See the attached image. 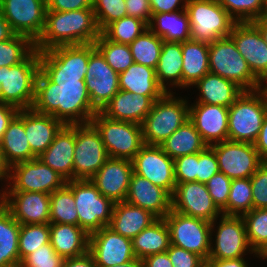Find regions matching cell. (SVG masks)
<instances>
[{
    "label": "cell",
    "instance_id": "1",
    "mask_svg": "<svg viewBox=\"0 0 267 267\" xmlns=\"http://www.w3.org/2000/svg\"><path fill=\"white\" fill-rule=\"evenodd\" d=\"M32 109L52 115L64 125L89 124L98 112L91 104L85 84L90 43L65 45L39 52Z\"/></svg>",
    "mask_w": 267,
    "mask_h": 267
},
{
    "label": "cell",
    "instance_id": "2",
    "mask_svg": "<svg viewBox=\"0 0 267 267\" xmlns=\"http://www.w3.org/2000/svg\"><path fill=\"white\" fill-rule=\"evenodd\" d=\"M100 34L93 8L46 10L45 27L35 42V49L43 52L58 46L94 43Z\"/></svg>",
    "mask_w": 267,
    "mask_h": 267
},
{
    "label": "cell",
    "instance_id": "3",
    "mask_svg": "<svg viewBox=\"0 0 267 267\" xmlns=\"http://www.w3.org/2000/svg\"><path fill=\"white\" fill-rule=\"evenodd\" d=\"M188 101L177 99L173 93L166 92L154 101L151 111L142 122L145 145L160 146L178 128L189 120Z\"/></svg>",
    "mask_w": 267,
    "mask_h": 267
},
{
    "label": "cell",
    "instance_id": "4",
    "mask_svg": "<svg viewBox=\"0 0 267 267\" xmlns=\"http://www.w3.org/2000/svg\"><path fill=\"white\" fill-rule=\"evenodd\" d=\"M39 71L40 56L37 49L21 63L2 68L0 103L13 105L19 110L32 108Z\"/></svg>",
    "mask_w": 267,
    "mask_h": 267
},
{
    "label": "cell",
    "instance_id": "5",
    "mask_svg": "<svg viewBox=\"0 0 267 267\" xmlns=\"http://www.w3.org/2000/svg\"><path fill=\"white\" fill-rule=\"evenodd\" d=\"M191 40L212 43L229 36L236 21L218 0H187Z\"/></svg>",
    "mask_w": 267,
    "mask_h": 267
},
{
    "label": "cell",
    "instance_id": "6",
    "mask_svg": "<svg viewBox=\"0 0 267 267\" xmlns=\"http://www.w3.org/2000/svg\"><path fill=\"white\" fill-rule=\"evenodd\" d=\"M99 132L109 158L132 160L145 145L138 123L110 119L98 111L90 122Z\"/></svg>",
    "mask_w": 267,
    "mask_h": 267
},
{
    "label": "cell",
    "instance_id": "7",
    "mask_svg": "<svg viewBox=\"0 0 267 267\" xmlns=\"http://www.w3.org/2000/svg\"><path fill=\"white\" fill-rule=\"evenodd\" d=\"M266 113L267 103L256 91H243L229 107L228 140L254 144Z\"/></svg>",
    "mask_w": 267,
    "mask_h": 267
},
{
    "label": "cell",
    "instance_id": "8",
    "mask_svg": "<svg viewBox=\"0 0 267 267\" xmlns=\"http://www.w3.org/2000/svg\"><path fill=\"white\" fill-rule=\"evenodd\" d=\"M66 185L73 192L81 228L91 234L110 224L115 203L103 196L90 180L74 179Z\"/></svg>",
    "mask_w": 267,
    "mask_h": 267
},
{
    "label": "cell",
    "instance_id": "9",
    "mask_svg": "<svg viewBox=\"0 0 267 267\" xmlns=\"http://www.w3.org/2000/svg\"><path fill=\"white\" fill-rule=\"evenodd\" d=\"M209 71L234 82L243 91H256L258 79L230 36L209 43Z\"/></svg>",
    "mask_w": 267,
    "mask_h": 267
},
{
    "label": "cell",
    "instance_id": "10",
    "mask_svg": "<svg viewBox=\"0 0 267 267\" xmlns=\"http://www.w3.org/2000/svg\"><path fill=\"white\" fill-rule=\"evenodd\" d=\"M170 232V243L196 253L206 262L209 258L212 223L171 210L165 217Z\"/></svg>",
    "mask_w": 267,
    "mask_h": 267
},
{
    "label": "cell",
    "instance_id": "11",
    "mask_svg": "<svg viewBox=\"0 0 267 267\" xmlns=\"http://www.w3.org/2000/svg\"><path fill=\"white\" fill-rule=\"evenodd\" d=\"M109 159L101 135L91 124L75 125L73 180H90Z\"/></svg>",
    "mask_w": 267,
    "mask_h": 267
},
{
    "label": "cell",
    "instance_id": "12",
    "mask_svg": "<svg viewBox=\"0 0 267 267\" xmlns=\"http://www.w3.org/2000/svg\"><path fill=\"white\" fill-rule=\"evenodd\" d=\"M0 8L15 34L34 43L39 39L45 27L46 0H0Z\"/></svg>",
    "mask_w": 267,
    "mask_h": 267
},
{
    "label": "cell",
    "instance_id": "13",
    "mask_svg": "<svg viewBox=\"0 0 267 267\" xmlns=\"http://www.w3.org/2000/svg\"><path fill=\"white\" fill-rule=\"evenodd\" d=\"M210 147L216 155L219 171L230 179L251 178L263 163L251 143L225 140Z\"/></svg>",
    "mask_w": 267,
    "mask_h": 267
},
{
    "label": "cell",
    "instance_id": "14",
    "mask_svg": "<svg viewBox=\"0 0 267 267\" xmlns=\"http://www.w3.org/2000/svg\"><path fill=\"white\" fill-rule=\"evenodd\" d=\"M8 191L42 192L51 194L66 184V180L38 158L19 162L10 167ZM11 185H13L11 187Z\"/></svg>",
    "mask_w": 267,
    "mask_h": 267
},
{
    "label": "cell",
    "instance_id": "15",
    "mask_svg": "<svg viewBox=\"0 0 267 267\" xmlns=\"http://www.w3.org/2000/svg\"><path fill=\"white\" fill-rule=\"evenodd\" d=\"M84 81L91 104L97 111H101L120 90L119 73L107 64L94 43H90V56Z\"/></svg>",
    "mask_w": 267,
    "mask_h": 267
},
{
    "label": "cell",
    "instance_id": "16",
    "mask_svg": "<svg viewBox=\"0 0 267 267\" xmlns=\"http://www.w3.org/2000/svg\"><path fill=\"white\" fill-rule=\"evenodd\" d=\"M88 252L97 267L119 266L136 258L132 239L114 232L108 226L89 234Z\"/></svg>",
    "mask_w": 267,
    "mask_h": 267
},
{
    "label": "cell",
    "instance_id": "17",
    "mask_svg": "<svg viewBox=\"0 0 267 267\" xmlns=\"http://www.w3.org/2000/svg\"><path fill=\"white\" fill-rule=\"evenodd\" d=\"M133 172L165 189L171 196L175 190L174 159L160 146L144 145L132 159Z\"/></svg>",
    "mask_w": 267,
    "mask_h": 267
},
{
    "label": "cell",
    "instance_id": "18",
    "mask_svg": "<svg viewBox=\"0 0 267 267\" xmlns=\"http://www.w3.org/2000/svg\"><path fill=\"white\" fill-rule=\"evenodd\" d=\"M172 210L200 218L210 223L217 220L222 212L214 204L204 183H178L172 194Z\"/></svg>",
    "mask_w": 267,
    "mask_h": 267
},
{
    "label": "cell",
    "instance_id": "19",
    "mask_svg": "<svg viewBox=\"0 0 267 267\" xmlns=\"http://www.w3.org/2000/svg\"><path fill=\"white\" fill-rule=\"evenodd\" d=\"M221 217L215 235V246L211 242L208 260L237 259L243 257L248 250L254 253L249 247L243 217L222 214Z\"/></svg>",
    "mask_w": 267,
    "mask_h": 267
},
{
    "label": "cell",
    "instance_id": "20",
    "mask_svg": "<svg viewBox=\"0 0 267 267\" xmlns=\"http://www.w3.org/2000/svg\"><path fill=\"white\" fill-rule=\"evenodd\" d=\"M3 205L20 224L50 223V194L5 190Z\"/></svg>",
    "mask_w": 267,
    "mask_h": 267
},
{
    "label": "cell",
    "instance_id": "21",
    "mask_svg": "<svg viewBox=\"0 0 267 267\" xmlns=\"http://www.w3.org/2000/svg\"><path fill=\"white\" fill-rule=\"evenodd\" d=\"M229 36L246 60L251 72L259 80L267 74V44L252 22H236Z\"/></svg>",
    "mask_w": 267,
    "mask_h": 267
},
{
    "label": "cell",
    "instance_id": "22",
    "mask_svg": "<svg viewBox=\"0 0 267 267\" xmlns=\"http://www.w3.org/2000/svg\"><path fill=\"white\" fill-rule=\"evenodd\" d=\"M132 174V160L109 158L90 181L103 196L117 203L126 200Z\"/></svg>",
    "mask_w": 267,
    "mask_h": 267
},
{
    "label": "cell",
    "instance_id": "23",
    "mask_svg": "<svg viewBox=\"0 0 267 267\" xmlns=\"http://www.w3.org/2000/svg\"><path fill=\"white\" fill-rule=\"evenodd\" d=\"M229 108L196 103L189 106V120L207 146L228 140Z\"/></svg>",
    "mask_w": 267,
    "mask_h": 267
},
{
    "label": "cell",
    "instance_id": "24",
    "mask_svg": "<svg viewBox=\"0 0 267 267\" xmlns=\"http://www.w3.org/2000/svg\"><path fill=\"white\" fill-rule=\"evenodd\" d=\"M126 202L164 218L172 210V197L163 188L133 172Z\"/></svg>",
    "mask_w": 267,
    "mask_h": 267
},
{
    "label": "cell",
    "instance_id": "25",
    "mask_svg": "<svg viewBox=\"0 0 267 267\" xmlns=\"http://www.w3.org/2000/svg\"><path fill=\"white\" fill-rule=\"evenodd\" d=\"M162 96H146L119 90L100 111L104 116L124 122L142 124L154 101Z\"/></svg>",
    "mask_w": 267,
    "mask_h": 267
},
{
    "label": "cell",
    "instance_id": "26",
    "mask_svg": "<svg viewBox=\"0 0 267 267\" xmlns=\"http://www.w3.org/2000/svg\"><path fill=\"white\" fill-rule=\"evenodd\" d=\"M74 149L75 125H64L38 159L70 181L73 180Z\"/></svg>",
    "mask_w": 267,
    "mask_h": 267
},
{
    "label": "cell",
    "instance_id": "27",
    "mask_svg": "<svg viewBox=\"0 0 267 267\" xmlns=\"http://www.w3.org/2000/svg\"><path fill=\"white\" fill-rule=\"evenodd\" d=\"M64 124L52 115L24 109V129L31 152L38 158L53 142Z\"/></svg>",
    "mask_w": 267,
    "mask_h": 267
},
{
    "label": "cell",
    "instance_id": "28",
    "mask_svg": "<svg viewBox=\"0 0 267 267\" xmlns=\"http://www.w3.org/2000/svg\"><path fill=\"white\" fill-rule=\"evenodd\" d=\"M157 219L150 211L122 201L114 204L108 227L124 237L133 239Z\"/></svg>",
    "mask_w": 267,
    "mask_h": 267
},
{
    "label": "cell",
    "instance_id": "29",
    "mask_svg": "<svg viewBox=\"0 0 267 267\" xmlns=\"http://www.w3.org/2000/svg\"><path fill=\"white\" fill-rule=\"evenodd\" d=\"M6 163L12 165L37 158L32 152L24 129V109L9 123L0 141Z\"/></svg>",
    "mask_w": 267,
    "mask_h": 267
},
{
    "label": "cell",
    "instance_id": "30",
    "mask_svg": "<svg viewBox=\"0 0 267 267\" xmlns=\"http://www.w3.org/2000/svg\"><path fill=\"white\" fill-rule=\"evenodd\" d=\"M50 242L61 257H79L88 252L89 234L80 226L50 223Z\"/></svg>",
    "mask_w": 267,
    "mask_h": 267
},
{
    "label": "cell",
    "instance_id": "31",
    "mask_svg": "<svg viewBox=\"0 0 267 267\" xmlns=\"http://www.w3.org/2000/svg\"><path fill=\"white\" fill-rule=\"evenodd\" d=\"M181 9L171 13L152 14L148 28L166 42H185L191 40L186 3L182 5Z\"/></svg>",
    "mask_w": 267,
    "mask_h": 267
},
{
    "label": "cell",
    "instance_id": "32",
    "mask_svg": "<svg viewBox=\"0 0 267 267\" xmlns=\"http://www.w3.org/2000/svg\"><path fill=\"white\" fill-rule=\"evenodd\" d=\"M201 92L196 103L230 107L243 90L234 82L213 73L205 74L194 86Z\"/></svg>",
    "mask_w": 267,
    "mask_h": 267
},
{
    "label": "cell",
    "instance_id": "33",
    "mask_svg": "<svg viewBox=\"0 0 267 267\" xmlns=\"http://www.w3.org/2000/svg\"><path fill=\"white\" fill-rule=\"evenodd\" d=\"M20 223L3 205L0 194V267H20L18 240Z\"/></svg>",
    "mask_w": 267,
    "mask_h": 267
},
{
    "label": "cell",
    "instance_id": "34",
    "mask_svg": "<svg viewBox=\"0 0 267 267\" xmlns=\"http://www.w3.org/2000/svg\"><path fill=\"white\" fill-rule=\"evenodd\" d=\"M119 88L146 96H163L166 93L157 81L155 69L137 63L119 73Z\"/></svg>",
    "mask_w": 267,
    "mask_h": 267
},
{
    "label": "cell",
    "instance_id": "35",
    "mask_svg": "<svg viewBox=\"0 0 267 267\" xmlns=\"http://www.w3.org/2000/svg\"><path fill=\"white\" fill-rule=\"evenodd\" d=\"M182 88L194 85L209 73V43L189 40L182 42Z\"/></svg>",
    "mask_w": 267,
    "mask_h": 267
},
{
    "label": "cell",
    "instance_id": "36",
    "mask_svg": "<svg viewBox=\"0 0 267 267\" xmlns=\"http://www.w3.org/2000/svg\"><path fill=\"white\" fill-rule=\"evenodd\" d=\"M170 244V232L164 218H158L132 239L134 254L141 260L167 251Z\"/></svg>",
    "mask_w": 267,
    "mask_h": 267
},
{
    "label": "cell",
    "instance_id": "37",
    "mask_svg": "<svg viewBox=\"0 0 267 267\" xmlns=\"http://www.w3.org/2000/svg\"><path fill=\"white\" fill-rule=\"evenodd\" d=\"M182 42L163 41L162 50L156 71V78L159 85L166 91L168 88L165 82L171 85L182 87Z\"/></svg>",
    "mask_w": 267,
    "mask_h": 267
},
{
    "label": "cell",
    "instance_id": "38",
    "mask_svg": "<svg viewBox=\"0 0 267 267\" xmlns=\"http://www.w3.org/2000/svg\"><path fill=\"white\" fill-rule=\"evenodd\" d=\"M160 147L172 159L202 152L207 145L193 123L188 120L168 137Z\"/></svg>",
    "mask_w": 267,
    "mask_h": 267
},
{
    "label": "cell",
    "instance_id": "39",
    "mask_svg": "<svg viewBox=\"0 0 267 267\" xmlns=\"http://www.w3.org/2000/svg\"><path fill=\"white\" fill-rule=\"evenodd\" d=\"M163 39L149 28L129 44L134 63L156 69L162 50Z\"/></svg>",
    "mask_w": 267,
    "mask_h": 267
},
{
    "label": "cell",
    "instance_id": "40",
    "mask_svg": "<svg viewBox=\"0 0 267 267\" xmlns=\"http://www.w3.org/2000/svg\"><path fill=\"white\" fill-rule=\"evenodd\" d=\"M50 223L79 226L74 195L66 184L50 194Z\"/></svg>",
    "mask_w": 267,
    "mask_h": 267
},
{
    "label": "cell",
    "instance_id": "41",
    "mask_svg": "<svg viewBox=\"0 0 267 267\" xmlns=\"http://www.w3.org/2000/svg\"><path fill=\"white\" fill-rule=\"evenodd\" d=\"M146 29H148V24L145 21L125 16L107 25L101 34L111 41L129 45Z\"/></svg>",
    "mask_w": 267,
    "mask_h": 267
},
{
    "label": "cell",
    "instance_id": "42",
    "mask_svg": "<svg viewBox=\"0 0 267 267\" xmlns=\"http://www.w3.org/2000/svg\"><path fill=\"white\" fill-rule=\"evenodd\" d=\"M253 209L250 178L232 179L227 206L222 215L243 216Z\"/></svg>",
    "mask_w": 267,
    "mask_h": 267
},
{
    "label": "cell",
    "instance_id": "43",
    "mask_svg": "<svg viewBox=\"0 0 267 267\" xmlns=\"http://www.w3.org/2000/svg\"><path fill=\"white\" fill-rule=\"evenodd\" d=\"M107 64L117 73L125 71L134 63L128 44L117 43L106 39L102 34L94 42Z\"/></svg>",
    "mask_w": 267,
    "mask_h": 267
},
{
    "label": "cell",
    "instance_id": "44",
    "mask_svg": "<svg viewBox=\"0 0 267 267\" xmlns=\"http://www.w3.org/2000/svg\"><path fill=\"white\" fill-rule=\"evenodd\" d=\"M35 50V43L27 36L14 34L0 42V68L11 67L24 61Z\"/></svg>",
    "mask_w": 267,
    "mask_h": 267
},
{
    "label": "cell",
    "instance_id": "45",
    "mask_svg": "<svg viewBox=\"0 0 267 267\" xmlns=\"http://www.w3.org/2000/svg\"><path fill=\"white\" fill-rule=\"evenodd\" d=\"M242 217L249 246L258 255L267 246V208L252 209Z\"/></svg>",
    "mask_w": 267,
    "mask_h": 267
},
{
    "label": "cell",
    "instance_id": "46",
    "mask_svg": "<svg viewBox=\"0 0 267 267\" xmlns=\"http://www.w3.org/2000/svg\"><path fill=\"white\" fill-rule=\"evenodd\" d=\"M50 242V223L20 224L18 240L20 264L29 254Z\"/></svg>",
    "mask_w": 267,
    "mask_h": 267
},
{
    "label": "cell",
    "instance_id": "47",
    "mask_svg": "<svg viewBox=\"0 0 267 267\" xmlns=\"http://www.w3.org/2000/svg\"><path fill=\"white\" fill-rule=\"evenodd\" d=\"M236 22H252L266 14V0H218Z\"/></svg>",
    "mask_w": 267,
    "mask_h": 267
},
{
    "label": "cell",
    "instance_id": "48",
    "mask_svg": "<svg viewBox=\"0 0 267 267\" xmlns=\"http://www.w3.org/2000/svg\"><path fill=\"white\" fill-rule=\"evenodd\" d=\"M93 11L100 31L127 16L125 0H93Z\"/></svg>",
    "mask_w": 267,
    "mask_h": 267
},
{
    "label": "cell",
    "instance_id": "49",
    "mask_svg": "<svg viewBox=\"0 0 267 267\" xmlns=\"http://www.w3.org/2000/svg\"><path fill=\"white\" fill-rule=\"evenodd\" d=\"M64 258L57 254L51 242L27 255L20 267H63Z\"/></svg>",
    "mask_w": 267,
    "mask_h": 267
},
{
    "label": "cell",
    "instance_id": "50",
    "mask_svg": "<svg viewBox=\"0 0 267 267\" xmlns=\"http://www.w3.org/2000/svg\"><path fill=\"white\" fill-rule=\"evenodd\" d=\"M199 152L174 159V177L176 184L198 182Z\"/></svg>",
    "mask_w": 267,
    "mask_h": 267
},
{
    "label": "cell",
    "instance_id": "51",
    "mask_svg": "<svg viewBox=\"0 0 267 267\" xmlns=\"http://www.w3.org/2000/svg\"><path fill=\"white\" fill-rule=\"evenodd\" d=\"M232 179L224 173H216L205 185L217 208L222 211L227 206Z\"/></svg>",
    "mask_w": 267,
    "mask_h": 267
},
{
    "label": "cell",
    "instance_id": "52",
    "mask_svg": "<svg viewBox=\"0 0 267 267\" xmlns=\"http://www.w3.org/2000/svg\"><path fill=\"white\" fill-rule=\"evenodd\" d=\"M253 209L267 208V162H263L250 178Z\"/></svg>",
    "mask_w": 267,
    "mask_h": 267
},
{
    "label": "cell",
    "instance_id": "53",
    "mask_svg": "<svg viewBox=\"0 0 267 267\" xmlns=\"http://www.w3.org/2000/svg\"><path fill=\"white\" fill-rule=\"evenodd\" d=\"M167 253L173 267H207V263L202 257L173 244H170Z\"/></svg>",
    "mask_w": 267,
    "mask_h": 267
},
{
    "label": "cell",
    "instance_id": "54",
    "mask_svg": "<svg viewBox=\"0 0 267 267\" xmlns=\"http://www.w3.org/2000/svg\"><path fill=\"white\" fill-rule=\"evenodd\" d=\"M218 172L219 165L214 150L207 146L199 152L198 182L206 184Z\"/></svg>",
    "mask_w": 267,
    "mask_h": 267
},
{
    "label": "cell",
    "instance_id": "55",
    "mask_svg": "<svg viewBox=\"0 0 267 267\" xmlns=\"http://www.w3.org/2000/svg\"><path fill=\"white\" fill-rule=\"evenodd\" d=\"M49 11H72L92 8L93 0H46Z\"/></svg>",
    "mask_w": 267,
    "mask_h": 267
},
{
    "label": "cell",
    "instance_id": "56",
    "mask_svg": "<svg viewBox=\"0 0 267 267\" xmlns=\"http://www.w3.org/2000/svg\"><path fill=\"white\" fill-rule=\"evenodd\" d=\"M125 3L127 16L139 18L149 24L152 18L149 0H125Z\"/></svg>",
    "mask_w": 267,
    "mask_h": 267
},
{
    "label": "cell",
    "instance_id": "57",
    "mask_svg": "<svg viewBox=\"0 0 267 267\" xmlns=\"http://www.w3.org/2000/svg\"><path fill=\"white\" fill-rule=\"evenodd\" d=\"M19 109L10 104L0 103V141L9 123L17 115Z\"/></svg>",
    "mask_w": 267,
    "mask_h": 267
},
{
    "label": "cell",
    "instance_id": "58",
    "mask_svg": "<svg viewBox=\"0 0 267 267\" xmlns=\"http://www.w3.org/2000/svg\"><path fill=\"white\" fill-rule=\"evenodd\" d=\"M181 1L187 2V0H149L152 14L175 12L180 9L177 5Z\"/></svg>",
    "mask_w": 267,
    "mask_h": 267
},
{
    "label": "cell",
    "instance_id": "59",
    "mask_svg": "<svg viewBox=\"0 0 267 267\" xmlns=\"http://www.w3.org/2000/svg\"><path fill=\"white\" fill-rule=\"evenodd\" d=\"M254 146L262 161L267 162V113Z\"/></svg>",
    "mask_w": 267,
    "mask_h": 267
},
{
    "label": "cell",
    "instance_id": "60",
    "mask_svg": "<svg viewBox=\"0 0 267 267\" xmlns=\"http://www.w3.org/2000/svg\"><path fill=\"white\" fill-rule=\"evenodd\" d=\"M142 261L144 267H173L167 251L147 256Z\"/></svg>",
    "mask_w": 267,
    "mask_h": 267
},
{
    "label": "cell",
    "instance_id": "61",
    "mask_svg": "<svg viewBox=\"0 0 267 267\" xmlns=\"http://www.w3.org/2000/svg\"><path fill=\"white\" fill-rule=\"evenodd\" d=\"M63 267H97L92 255L87 252L79 257L64 258Z\"/></svg>",
    "mask_w": 267,
    "mask_h": 267
},
{
    "label": "cell",
    "instance_id": "62",
    "mask_svg": "<svg viewBox=\"0 0 267 267\" xmlns=\"http://www.w3.org/2000/svg\"><path fill=\"white\" fill-rule=\"evenodd\" d=\"M207 267H248L244 258L224 259V260H208Z\"/></svg>",
    "mask_w": 267,
    "mask_h": 267
},
{
    "label": "cell",
    "instance_id": "63",
    "mask_svg": "<svg viewBox=\"0 0 267 267\" xmlns=\"http://www.w3.org/2000/svg\"><path fill=\"white\" fill-rule=\"evenodd\" d=\"M14 34L0 8V42L10 39Z\"/></svg>",
    "mask_w": 267,
    "mask_h": 267
},
{
    "label": "cell",
    "instance_id": "64",
    "mask_svg": "<svg viewBox=\"0 0 267 267\" xmlns=\"http://www.w3.org/2000/svg\"><path fill=\"white\" fill-rule=\"evenodd\" d=\"M252 23L259 29L265 43L267 44V15L265 14L261 18L252 21Z\"/></svg>",
    "mask_w": 267,
    "mask_h": 267
},
{
    "label": "cell",
    "instance_id": "65",
    "mask_svg": "<svg viewBox=\"0 0 267 267\" xmlns=\"http://www.w3.org/2000/svg\"><path fill=\"white\" fill-rule=\"evenodd\" d=\"M10 176V166L6 163L2 149L0 148V180L8 179Z\"/></svg>",
    "mask_w": 267,
    "mask_h": 267
},
{
    "label": "cell",
    "instance_id": "66",
    "mask_svg": "<svg viewBox=\"0 0 267 267\" xmlns=\"http://www.w3.org/2000/svg\"><path fill=\"white\" fill-rule=\"evenodd\" d=\"M266 81L267 82V74L262 76L258 80L256 92L261 96V98L267 103V84L264 86L262 82ZM263 86V87H262ZM263 88V89H262Z\"/></svg>",
    "mask_w": 267,
    "mask_h": 267
},
{
    "label": "cell",
    "instance_id": "67",
    "mask_svg": "<svg viewBox=\"0 0 267 267\" xmlns=\"http://www.w3.org/2000/svg\"><path fill=\"white\" fill-rule=\"evenodd\" d=\"M110 267H144L143 261L141 259L135 258L119 266H110Z\"/></svg>",
    "mask_w": 267,
    "mask_h": 267
},
{
    "label": "cell",
    "instance_id": "68",
    "mask_svg": "<svg viewBox=\"0 0 267 267\" xmlns=\"http://www.w3.org/2000/svg\"><path fill=\"white\" fill-rule=\"evenodd\" d=\"M258 255L266 259L267 258V246Z\"/></svg>",
    "mask_w": 267,
    "mask_h": 267
},
{
    "label": "cell",
    "instance_id": "69",
    "mask_svg": "<svg viewBox=\"0 0 267 267\" xmlns=\"http://www.w3.org/2000/svg\"><path fill=\"white\" fill-rule=\"evenodd\" d=\"M1 73H2V68H0V85H1Z\"/></svg>",
    "mask_w": 267,
    "mask_h": 267
}]
</instances>
